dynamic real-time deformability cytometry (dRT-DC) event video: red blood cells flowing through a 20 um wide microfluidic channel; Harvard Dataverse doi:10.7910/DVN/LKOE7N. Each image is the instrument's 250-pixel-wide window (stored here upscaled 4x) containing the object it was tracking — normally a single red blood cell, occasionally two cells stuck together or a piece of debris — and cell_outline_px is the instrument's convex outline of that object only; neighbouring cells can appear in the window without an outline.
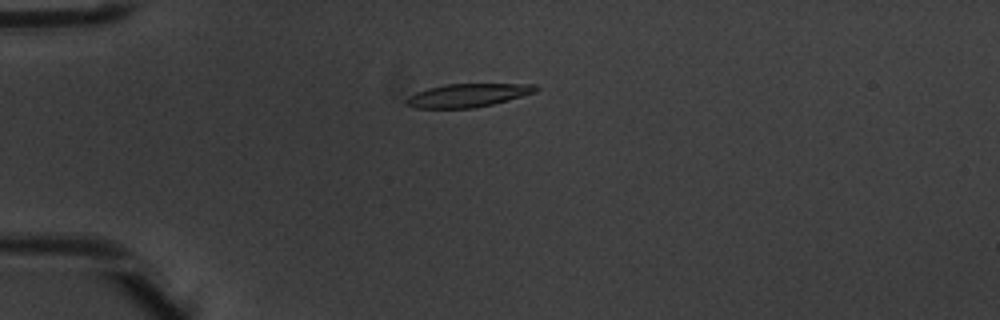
{"species": "common noctule bat (a hibernating species)", "species_latin": "Nyctalus noctula", "temperature_condition": "warm", "stored_images_in_passage": 5, "camera_frame_rate_fps": 3000, "um_per_image_px": 0.085, "animal": {"sex": "male", "body_mass_g": 20.1, "forearm_length_mm": 53.5}, "frame": {"image": 1, "passage_image": 4, "time_ms": 1.0, "image_size_px": [1000, 320], "cell_outline_px": [[540, 88], [536, 92], [492, 104], [476, 108], [416, 108], [404, 104], [404, 100], [408, 96], [416, 92], [428, 88], [448, 84], [536, 84]], "centroid_in_image_um": [39.74, 8.1], "position_along_channel_um": 45.3, "area_um2": 17.63}}